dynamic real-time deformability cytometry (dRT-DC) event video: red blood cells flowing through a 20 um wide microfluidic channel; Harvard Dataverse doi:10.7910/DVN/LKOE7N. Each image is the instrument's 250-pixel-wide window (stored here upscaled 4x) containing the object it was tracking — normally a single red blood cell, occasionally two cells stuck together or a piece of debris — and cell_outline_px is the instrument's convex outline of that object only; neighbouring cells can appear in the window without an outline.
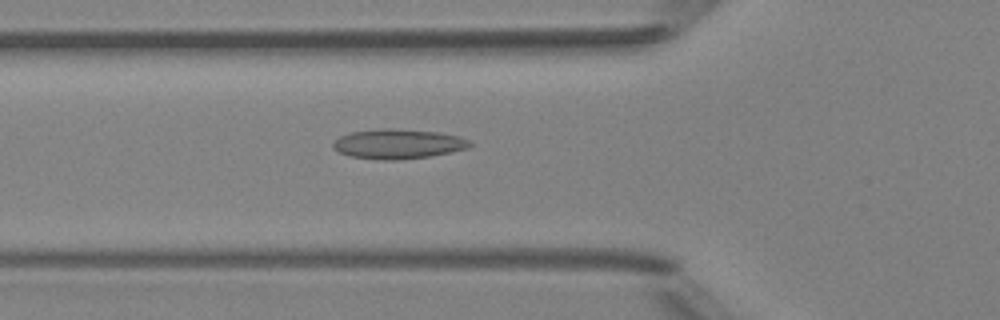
{"species": "Egyptian fruit bat (a non-hibernating species)", "species_latin": "Rousettus aegyptiacus", "temperature_condition": "room temperature", "stored_images_in_passage": 49, "camera_frame_rate_fps": 3000, "um_per_image_px": 0.085, "animal": {"sex": "female"}, "frame": {"image": 1, "passage_image": 18, "time_ms": 5.667, "image_size_px": [1000, 320], "cell_outline_px": [[472, 144], [468, 148], [432, 156], [400, 160], [384, 160], [348, 156], [332, 148], [332, 144], [340, 136], [352, 132], [384, 128], [392, 128], [436, 132], [460, 136], [468, 140]], "centroid_in_image_um": [33.83, 12.24], "position_along_channel_um": 92.0, "area_um2": 23.64}}
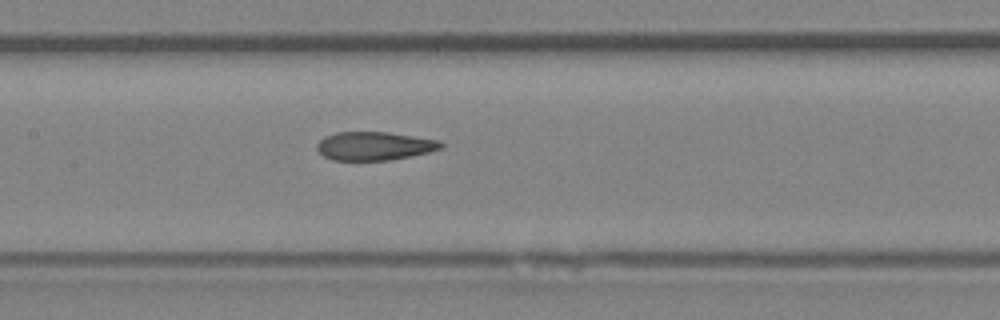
{"frame": {"image": 2, "passage_image": 24, "time_ms": 7.667, "image_size_px": [1000, 320], "cell_outline_px": [[444, 148], [428, 152], [388, 160], [332, 160], [324, 156], [316, 148], [316, 144], [324, 136], [336, 132], [388, 132], [440, 140], [444, 144]], "centroid_in_image_um": [31.82, 12.4], "position_along_channel_um": 175.6, "area_um2": 20.58}}
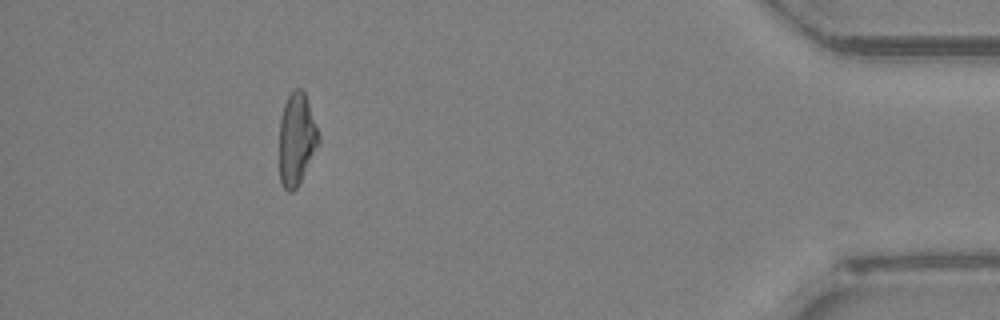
{"frame": {"image": 3, "passage_image": 45, "time_ms": 14.667, "image_size_px": [1000, 320], "cell_outline_px": [[320, 144], [296, 188], [292, 192], [288, 192], [284, 188], [280, 180], [280, 120], [284, 104], [288, 96], [296, 88], [300, 88], [304, 92], [320, 140]], "centroid_in_image_um": [25.2, 11.86], "position_along_channel_um": 410.0, "area_um2": 20.63}, "authors_computed_cell_mechanics": {"area_um2": 21.675, "velocity_mm_per_s": 4.1918, "shape_relaxation_time_tau1_ms": null, "shape_relaxation_time_tau2_ms": 1.5186, "deformation_change_tau1": null, "deformation_change_tau2": 0.0906}}